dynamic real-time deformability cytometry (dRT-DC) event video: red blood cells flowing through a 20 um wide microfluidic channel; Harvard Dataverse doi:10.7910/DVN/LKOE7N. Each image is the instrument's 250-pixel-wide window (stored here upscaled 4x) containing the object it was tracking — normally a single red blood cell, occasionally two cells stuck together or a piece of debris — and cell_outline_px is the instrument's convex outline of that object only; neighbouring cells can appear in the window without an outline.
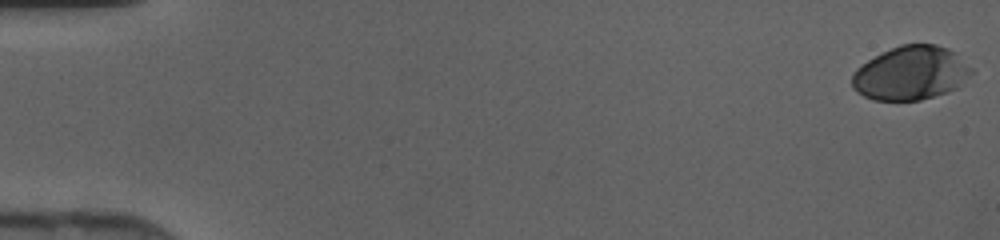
{"species": "human", "species_latin": "Homo sapiens", "temperature_condition": "cold", "stored_images_in_passage": 47, "camera_frame_rate_fps": 3000, "um_per_image_px": 0.085, "donor": {"sex": "female"}, "frame": {"image": 1, "passage_image": 1, "time_ms": 0.0, "image_size_px": [1000, 240], "cell_outline_px": [[972, 72], [956, 88], [948, 92], [920, 100], [872, 100], [856, 92], [852, 88], [852, 76], [856, 68], [868, 60], [900, 44], [936, 44], [948, 48], [972, 68]], "centroid_in_image_um": [77.38, 6.22], "position_along_channel_um": 7.6, "area_um2": 37.11}}
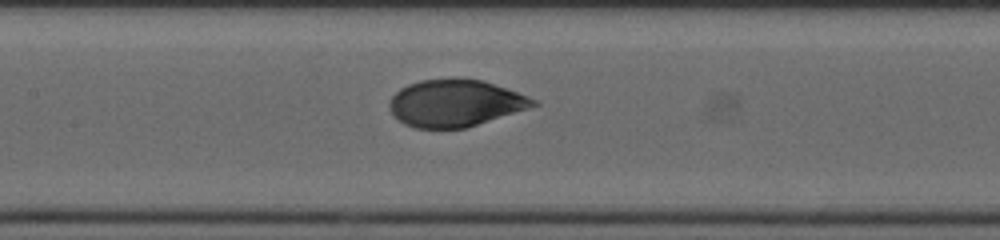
{"frame": {"image": 2, "passage_image": 23, "time_ms": 7.333, "image_size_px": [1000, 240], "cell_outline_px": [[540, 104], [528, 108], [464, 128], [416, 128], [404, 124], [392, 112], [388, 104], [392, 96], [400, 88], [408, 84], [420, 80], [452, 76], [456, 76], [484, 80], [540, 100]], "centroid_in_image_um": [38.71, 8.72], "position_along_channel_um": 168.7, "area_um2": 39.71}}
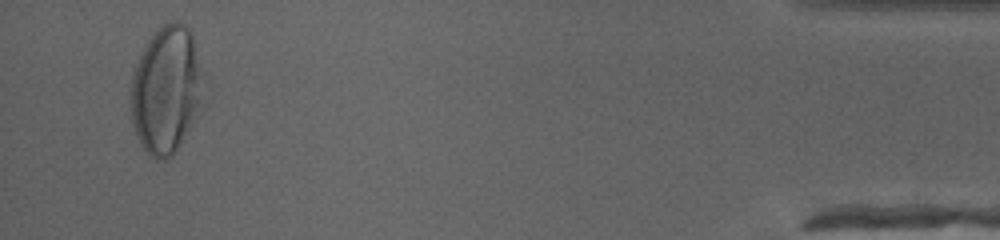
{"frame": {"image": 3, "passage_image": 45, "time_ms": 14.667, "image_size_px": [1000, 240], "cell_outline_px": [[204, 72], [196, 104], [188, 124], [172, 156], [164, 160], [156, 160], [140, 144], [132, 124], [132, 72], [144, 48], [156, 28], [172, 20], [176, 20], [184, 24], [188, 28], [192, 36]], "centroid_in_image_um": [14.07, 7.55], "position_along_channel_um": 421.1, "area_um2": 52.08}}